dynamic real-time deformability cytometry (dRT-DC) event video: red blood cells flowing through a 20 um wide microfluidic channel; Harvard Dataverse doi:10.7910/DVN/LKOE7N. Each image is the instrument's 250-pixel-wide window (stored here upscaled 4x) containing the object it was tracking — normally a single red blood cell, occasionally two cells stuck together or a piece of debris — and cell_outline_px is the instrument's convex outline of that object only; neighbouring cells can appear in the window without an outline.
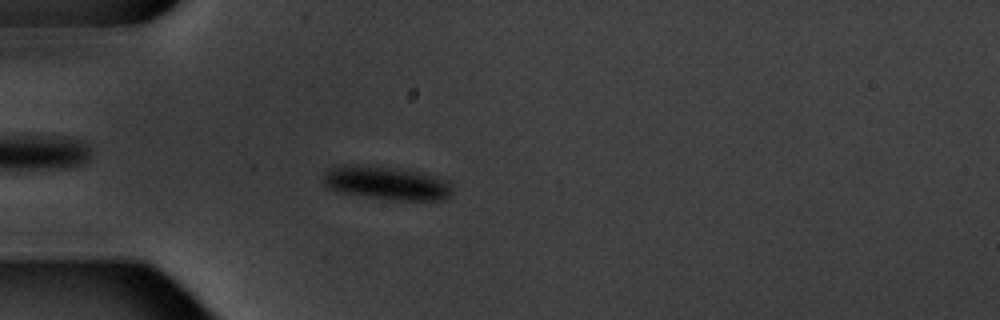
{"species": "common noctule bat (a hibernating species)", "species_latin": "Nyctalus noctula", "temperature_condition": "warm", "stored_images_in_passage": 5, "camera_frame_rate_fps": 3000, "um_per_image_px": 0.085, "animal": {"sex": "male", "body_mass_g": 20.1, "forearm_length_mm": 53.5}, "frame": {"image": 1, "passage_image": 5, "time_ms": 4.667, "image_size_px": [1000, 320], "cell_outline_px": [[452, 192], [444, 200], [392, 200], [344, 192], [328, 188], [324, 184], [324, 172], [332, 168], [344, 164], [356, 164], [388, 168], [416, 172], [448, 180]], "centroid_in_image_um": [32.84, 15.56], "position_along_channel_um": 52.2, "area_um2": 24.51}}